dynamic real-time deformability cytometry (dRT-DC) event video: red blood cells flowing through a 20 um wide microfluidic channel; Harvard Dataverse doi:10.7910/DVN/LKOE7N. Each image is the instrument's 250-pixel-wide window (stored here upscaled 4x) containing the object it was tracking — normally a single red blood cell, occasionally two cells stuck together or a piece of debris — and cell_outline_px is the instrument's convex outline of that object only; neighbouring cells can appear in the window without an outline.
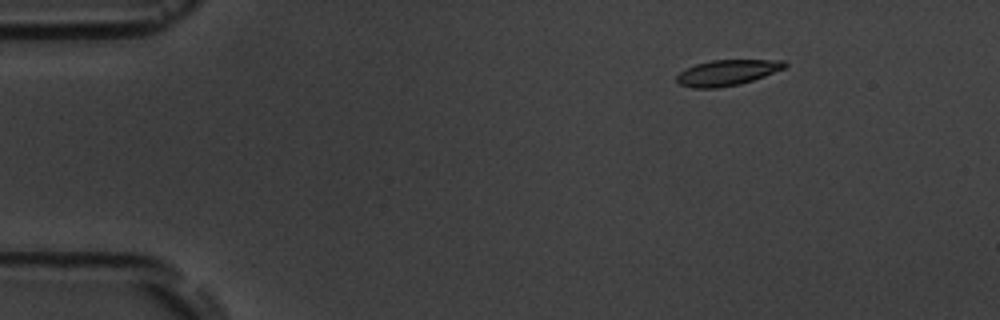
{"species": "common noctule bat (a hibernating species)", "species_latin": "Nyctalus noctula", "temperature_condition": "room temperature", "stored_images_in_passage": 3, "camera_frame_rate_fps": 3000, "um_per_image_px": 0.085, "animal": {"sex": "male", "body_mass_g": 19.5, "forearm_length_mm": 54.6}, "frame": {"image": 1, "passage_image": 3, "time_ms": 2.333, "image_size_px": [1000, 320], "cell_outline_px": [[788, 64], [784, 68], [764, 76], [740, 84], [716, 88], [692, 88], [680, 84], [676, 80], [676, 76], [680, 72], [696, 64], [712, 60], [784, 60]], "centroid_in_image_um": [61.8, 6.17], "position_along_channel_um": 23.2, "area_um2": 16.01}}